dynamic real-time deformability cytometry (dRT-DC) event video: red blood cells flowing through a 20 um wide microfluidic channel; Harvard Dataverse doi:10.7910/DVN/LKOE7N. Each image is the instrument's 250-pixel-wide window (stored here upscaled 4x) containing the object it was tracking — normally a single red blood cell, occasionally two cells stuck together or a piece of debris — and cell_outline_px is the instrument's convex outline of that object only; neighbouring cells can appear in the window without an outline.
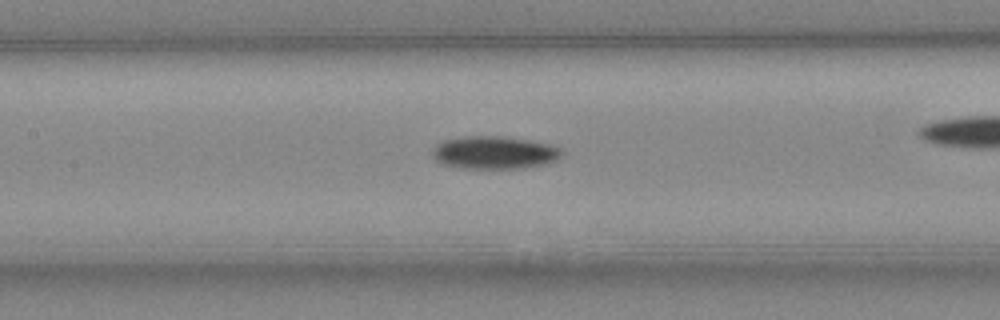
{"species": "Egyptian fruit bat (a non-hibernating species)", "species_latin": "Rousettus aegyptiacus", "temperature_condition": "cold", "stored_images_in_passage": 48, "camera_frame_rate_fps": 3000, "um_per_image_px": 0.085, "animal": {"sex": "female"}, "frame": {"image": 1, "passage_image": 21, "time_ms": 6.667, "image_size_px": [1000, 320], "cell_outline_px": [[564, 152], [556, 160], [548, 164], [524, 168], [460, 168], [444, 164], [436, 160], [432, 156], [432, 148], [436, 144], [444, 140], [464, 136], [496, 136], [528, 140], [548, 144], [560, 148]], "centroid_in_image_um": [42.01, 12.97], "position_along_channel_um": 165.4, "area_um2": 24.74}}
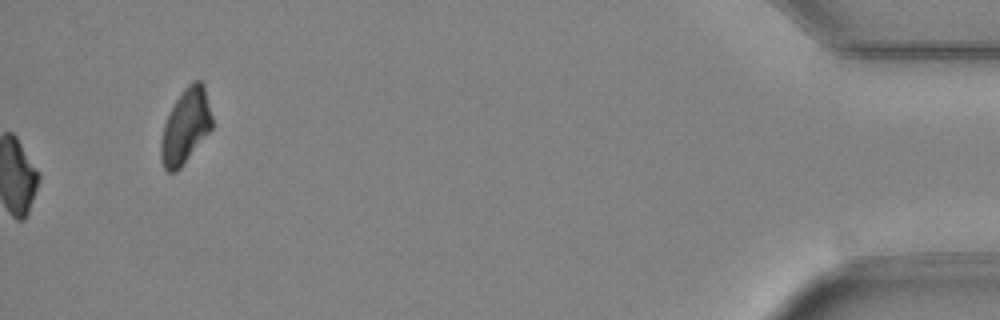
{"frame": {"image": 2, "passage_image": 48, "time_ms": 15.667, "image_size_px": [1000, 320], "cell_outline_px": [[212, 128], [180, 168], [176, 172], [168, 172], [164, 168], [160, 156], [160, 140], [164, 124], [176, 100], [184, 88], [192, 80], [200, 80], [204, 84], [212, 116]], "centroid_in_image_um": [15.77, 10.72], "position_along_channel_um": 419.4, "area_um2": 22.08}}